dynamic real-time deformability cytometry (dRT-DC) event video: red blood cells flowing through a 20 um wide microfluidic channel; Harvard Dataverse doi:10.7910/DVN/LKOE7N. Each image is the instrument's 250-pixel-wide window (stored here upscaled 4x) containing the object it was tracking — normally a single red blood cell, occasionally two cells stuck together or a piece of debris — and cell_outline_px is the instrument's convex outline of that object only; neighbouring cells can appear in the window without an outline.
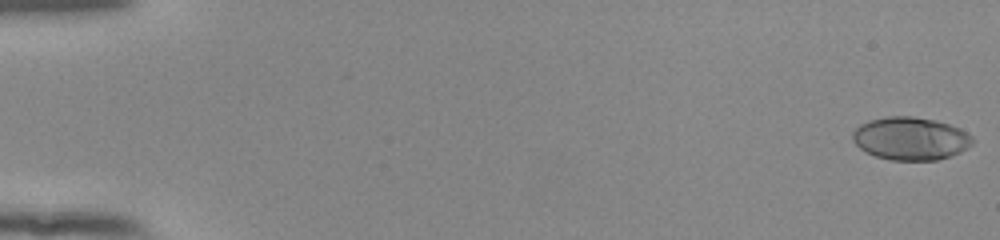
{"species": "human", "species_latin": "Homo sapiens", "temperature_condition": "room temperature", "stored_images_in_passage": 54, "camera_frame_rate_fps": 3000, "um_per_image_px": 0.085, "donor": {"sex": "female"}, "frame": {"image": 1, "passage_image": 1, "time_ms": 0.0, "image_size_px": [1000, 240], "cell_outline_px": [[976, 140], [968, 148], [960, 152], [936, 160], [892, 160], [876, 156], [864, 152], [852, 140], [852, 132], [860, 124], [868, 120], [888, 116], [912, 116], [936, 120], [960, 128], [972, 136]], "centroid_in_image_um": [77.39, 11.77], "position_along_channel_um": 7.6, "area_um2": 30.17}}
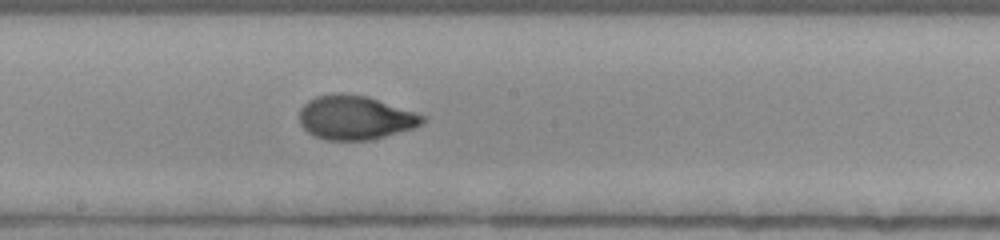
{"frame": {"image": 2, "passage_image": 31, "time_ms": 10.0, "image_size_px": [1000, 240], "cell_outline_px": [[428, 120], [424, 124], [412, 128], [384, 136], [368, 140], [324, 140], [308, 132], [300, 124], [300, 108], [308, 100], [316, 96], [336, 92], [344, 92], [368, 96], [428, 116]], "centroid_in_image_um": [30.22, 9.97], "position_along_channel_um": 218.0, "area_um2": 31.91}}
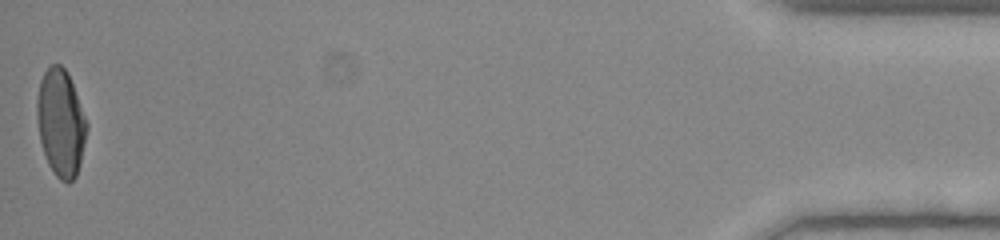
{"frame": {"image": 3, "passage_image": 54, "time_ms": 17.667, "image_size_px": [1000, 240], "cell_outline_px": [[88, 128], [80, 164], [76, 176], [68, 184], [60, 180], [52, 172], [48, 164], [40, 140], [36, 116], [36, 100], [40, 80], [44, 72], [52, 64], [60, 64], [68, 72], [88, 124]], "centroid_in_image_um": [5.16, 10.45], "position_along_channel_um": 430.0, "area_um2": 31.27}, "authors_computed_cell_mechanics": {"area_um2": 30.5473, "velocity_mm_per_s": 3.9098, "shape_relaxation_time_tau1_ms": 4.366, "shape_relaxation_time_tau2_ms": null, "deformation_change_tau1": 0.1954, "deformation_change_tau2": null}}